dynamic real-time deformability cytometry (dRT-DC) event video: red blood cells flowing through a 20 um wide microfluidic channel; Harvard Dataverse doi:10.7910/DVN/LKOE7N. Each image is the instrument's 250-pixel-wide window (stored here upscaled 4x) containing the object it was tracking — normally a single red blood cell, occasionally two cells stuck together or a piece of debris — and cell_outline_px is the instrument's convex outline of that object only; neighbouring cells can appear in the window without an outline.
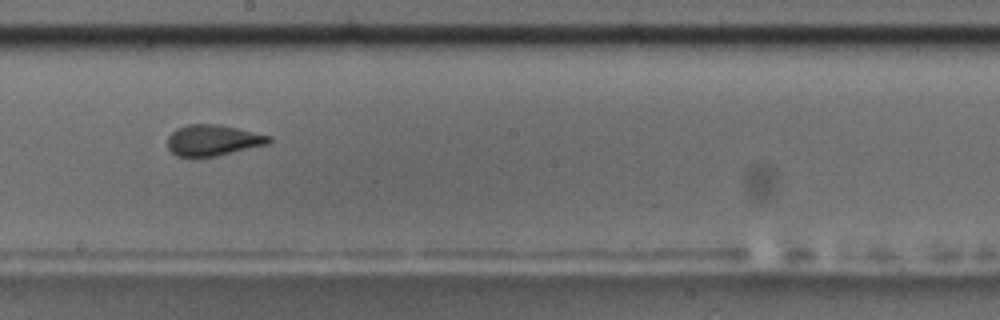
{"species": "common noctule bat (a hibernating species)", "species_latin": "Nyctalus noctula", "temperature_condition": "room temperature", "stored_images_in_passage": 16, "camera_frame_rate_fps": 3000, "um_per_image_px": 0.085, "animal": {"sex": "male", "body_mass_g": 17.5, "forearm_length_mm": 52.3}, "frame": {"image": 1, "passage_image": 10, "time_ms": 11.0, "image_size_px": [1000, 320], "cell_outline_px": [[272, 140], [268, 144], [216, 156], [176, 156], [168, 148], [168, 136], [176, 128], [188, 124], [216, 124], [236, 128], [272, 136]], "centroid_in_image_um": [18.1, 11.91], "position_along_channel_um": 230.1, "area_um2": 18.15}, "authors_computed_cell_mechanics": {"area_um2": 18.0625, "velocity_mm_per_s": 3.6848, "shape_relaxation_time_tau1_ms": 5.3978, "shape_relaxation_time_tau2_ms": null, "deformation_change_tau1": 0.1012, "deformation_change_tau2": null}}